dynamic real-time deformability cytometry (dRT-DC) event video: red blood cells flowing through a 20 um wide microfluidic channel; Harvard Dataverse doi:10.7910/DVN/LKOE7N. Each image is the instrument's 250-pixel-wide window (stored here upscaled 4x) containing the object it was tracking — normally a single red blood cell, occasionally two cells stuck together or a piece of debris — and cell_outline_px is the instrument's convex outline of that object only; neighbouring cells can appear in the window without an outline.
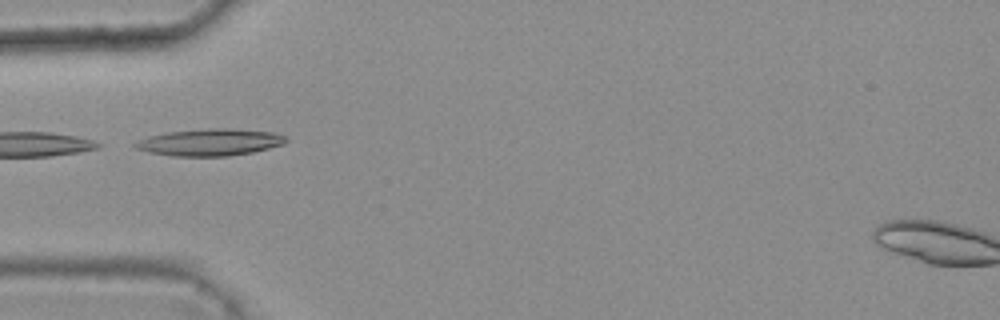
{"species": "common noctule bat (a hibernating species)", "species_latin": "Nyctalus noctula", "temperature_condition": "warm", "stored_images_in_passage": 3, "camera_frame_rate_fps": 3000, "um_per_image_px": 0.085, "animal": {"sex": "female", "body_mass_g": 25.1}, "frame": {"image": 1, "passage_image": 2, "time_ms": 0.333, "image_size_px": [1000, 320], "cell_outline_px": [[288, 140], [284, 144], [252, 152], [228, 156], [172, 156], [148, 152], [136, 148], [132, 144], [136, 140], [148, 136], [168, 132], [208, 128], [228, 128], [272, 132], [288, 136]], "centroid_in_image_um": [17.83, 12.09], "position_along_channel_um": 67.2, "area_um2": 23.76}}
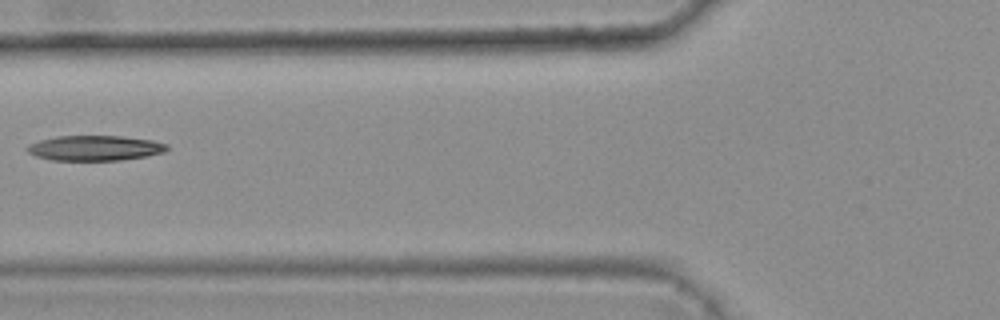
{"frame": {"image": 2, "passage_image": 3, "time_ms": 0.667, "image_size_px": [1000, 320], "cell_outline_px": [[168, 148], [164, 152], [144, 156], [120, 160], [52, 160], [36, 156], [28, 152], [24, 148], [28, 144], [40, 140], [56, 136], [124, 136], [152, 140], [168, 144]], "centroid_in_image_um": [8.04, 12.57], "position_along_channel_um": 117.8, "area_um2": 20.46}}